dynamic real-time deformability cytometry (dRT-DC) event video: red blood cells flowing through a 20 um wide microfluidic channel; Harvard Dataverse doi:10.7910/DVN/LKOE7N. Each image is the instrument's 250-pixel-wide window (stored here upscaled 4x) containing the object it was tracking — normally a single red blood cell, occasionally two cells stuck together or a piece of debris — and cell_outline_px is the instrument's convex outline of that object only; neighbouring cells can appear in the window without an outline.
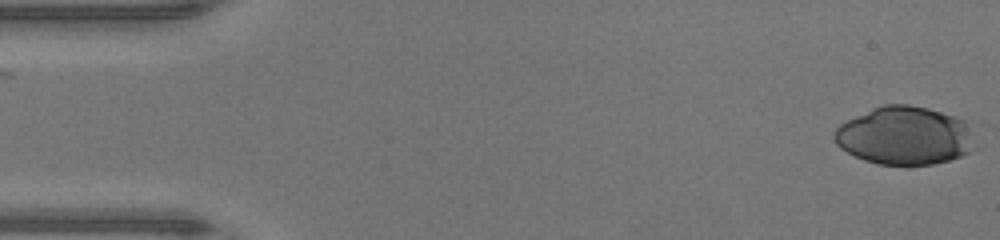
{"species": "human", "species_latin": "Homo sapiens", "temperature_condition": "warm", "stored_images_in_passage": 48, "camera_frame_rate_fps": 3000, "um_per_image_px": 0.085, "donor": {"sex": "male"}, "frame": {"image": 1, "passage_image": 1, "time_ms": 0.0, "image_size_px": [1000, 240], "cell_outline_px": [[976, 148], [960, 156], [948, 160], [932, 164], [908, 168], [876, 164], [864, 160], [840, 148], [836, 144], [832, 136], [832, 132], [840, 124], [872, 108], [884, 104], [908, 104], [928, 108], [964, 120]], "centroid_in_image_um": [76.85, 11.57], "position_along_channel_um": 8.2, "area_um2": 48.15}}
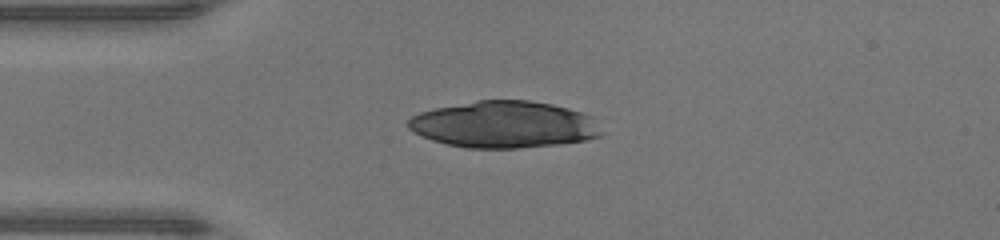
{"frame": {"image": 2, "passage_image": 12, "time_ms": 3.667, "image_size_px": [1000, 240], "cell_outline_px": [[604, 132], [600, 136], [588, 140], [556, 144], [516, 148], [468, 148], [448, 144], [432, 140], [420, 136], [412, 132], [408, 128], [408, 120], [412, 116], [420, 112], [432, 108], [476, 100], [528, 100], [552, 104], [568, 108], [592, 116]], "centroid_in_image_um": [42.83, 10.58], "position_along_channel_um": 42.2, "area_um2": 52.89}}